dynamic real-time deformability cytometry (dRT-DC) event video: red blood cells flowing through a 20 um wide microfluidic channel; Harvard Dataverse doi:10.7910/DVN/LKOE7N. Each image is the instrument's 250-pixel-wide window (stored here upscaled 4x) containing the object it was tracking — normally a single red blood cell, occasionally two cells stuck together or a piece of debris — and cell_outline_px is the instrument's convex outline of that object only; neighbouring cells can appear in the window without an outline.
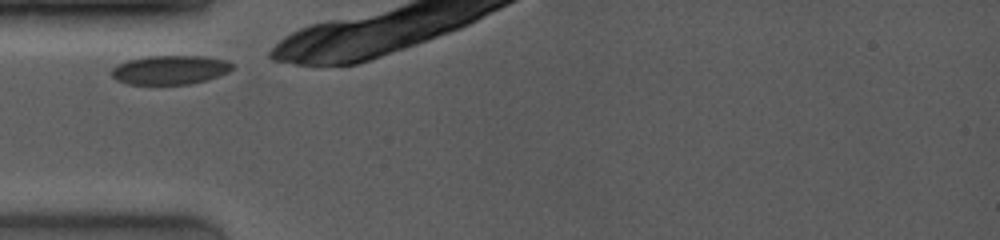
{"species": "common noctule bat (a hibernating species)", "species_latin": "Nyctalus noctula", "temperature_condition": "room temperature", "stored_images_in_passage": 23, "camera_frame_rate_fps": 4000, "um_per_image_px": 0.085, "animal": {"sex": "female", "body_mass_g": 19.0, "forearm_length_mm": 53.3}, "frame": {"image": 1, "passage_image": 1, "time_ms": 0.0, "image_size_px": [1000, 240], "cell_outline_px": [[232, 68], [228, 72], [208, 80], [188, 84], [128, 84], [116, 80], [112, 76], [112, 68], [116, 64], [128, 60], [144, 56], [204, 56], [228, 60], [232, 64]], "centroid_in_image_um": [14.44, 5.93], "position_along_channel_um": 70.6, "area_um2": 20.52}}